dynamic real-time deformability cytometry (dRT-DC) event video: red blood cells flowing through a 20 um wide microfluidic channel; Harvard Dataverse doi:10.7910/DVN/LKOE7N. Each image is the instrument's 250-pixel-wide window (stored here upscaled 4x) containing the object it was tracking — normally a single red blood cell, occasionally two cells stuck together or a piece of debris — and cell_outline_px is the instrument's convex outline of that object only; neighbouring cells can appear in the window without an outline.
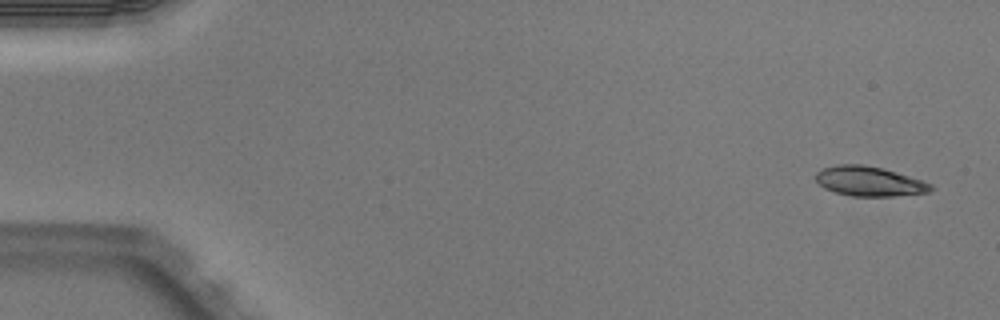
{"species": "Egyptian fruit bat (a non-hibernating species)", "species_latin": "Rousettus aegyptiacus", "temperature_condition": "warm", "stored_images_in_passage": 4, "camera_frame_rate_fps": 3000, "um_per_image_px": 0.085, "animal": {"sex": "male"}, "frame": {"image": 1, "passage_image": 1, "time_ms": 0.0, "image_size_px": [1000, 320], "cell_outline_px": [[936, 188], [928, 192], [892, 196], [852, 196], [836, 192], [824, 188], [816, 180], [816, 172], [824, 168], [836, 164], [864, 164], [884, 168], [924, 180], [932, 184]], "centroid_in_image_um": [73.93, 15.4], "position_along_channel_um": 11.1, "area_um2": 20.06}}
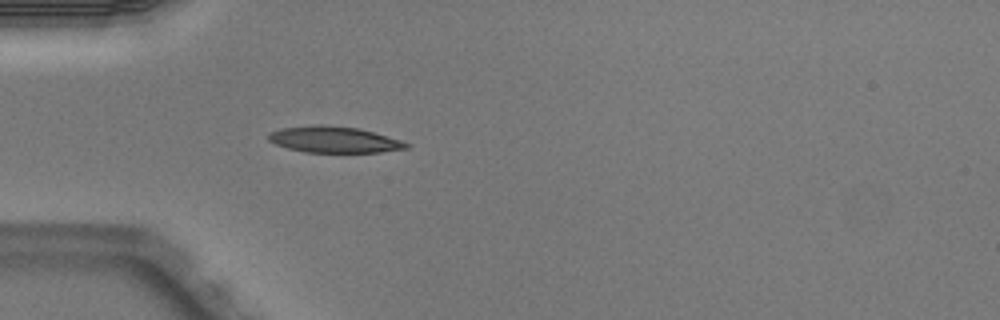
{"frame": {"image": 2, "passage_image": 4, "time_ms": 1.0, "image_size_px": [1000, 320], "cell_outline_px": [[412, 144], [408, 148], [380, 152], [304, 152], [288, 148], [276, 144], [268, 140], [268, 132], [280, 128], [320, 124], [324, 124], [360, 128], [400, 140]], "centroid_in_image_um": [28.39, 11.85], "position_along_channel_um": 56.6, "area_um2": 21.15}}